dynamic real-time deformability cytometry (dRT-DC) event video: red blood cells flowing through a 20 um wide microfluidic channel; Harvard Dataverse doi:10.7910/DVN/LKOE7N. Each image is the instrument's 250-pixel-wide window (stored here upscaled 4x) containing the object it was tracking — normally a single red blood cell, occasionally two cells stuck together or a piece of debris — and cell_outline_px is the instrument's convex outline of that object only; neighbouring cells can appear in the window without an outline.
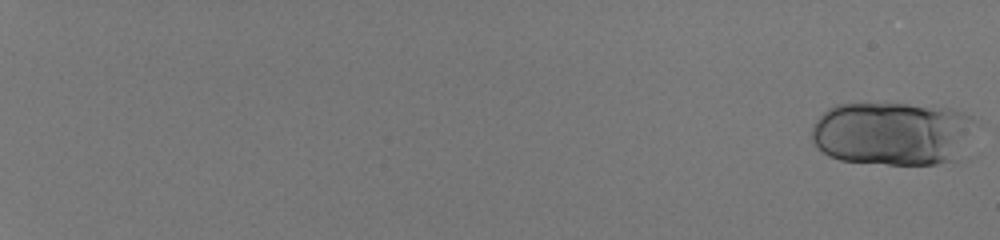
{"species": "human", "species_latin": "Homo sapiens", "temperature_condition": "room temperature", "stored_images_in_passage": 32, "camera_frame_rate_fps": 3000, "um_per_image_px": 0.085, "donor": {"sex": "male"}, "frame": {"image": 1, "passage_image": 1, "time_ms": 0.0, "image_size_px": [1000, 240], "cell_outline_px": [[980, 124], [960, 160], [936, 164], [888, 164], [840, 160], [828, 156], [816, 148], [812, 140], [812, 124], [828, 108], [836, 104], [908, 104], [952, 108], [964, 112], [972, 116]], "centroid_in_image_um": [75.97, 11.35], "position_along_channel_um": 9.0, "area_um2": 62.31}}
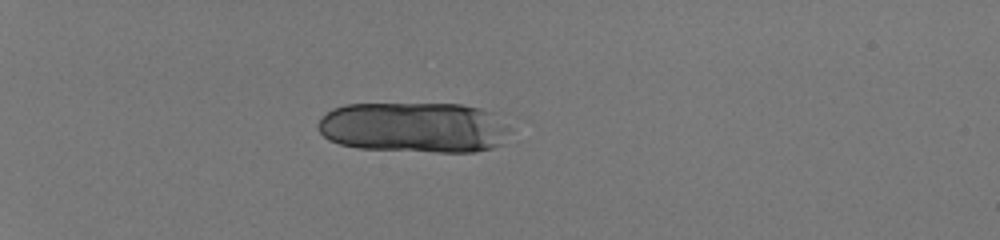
{"frame": {"image": 2, "passage_image": 20, "time_ms": 6.333, "image_size_px": [1000, 240], "cell_outline_px": [[512, 128], [504, 144], [492, 148], [476, 152], [436, 152], [360, 148], [340, 144], [328, 140], [320, 132], [316, 124], [332, 108], [344, 104], [460, 104], [480, 108], [492, 112]], "centroid_in_image_um": [35.25, 10.83], "position_along_channel_um": 49.8, "area_um2": 57.16}}
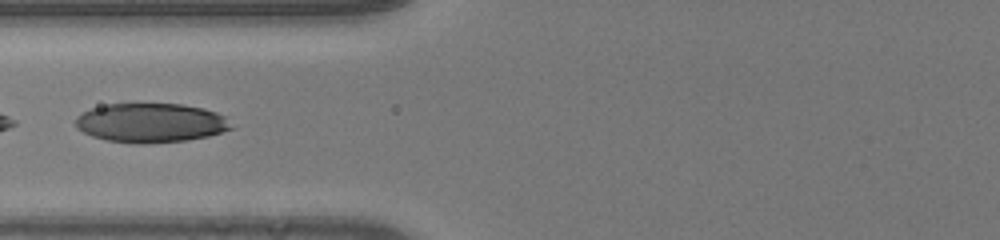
{"frame": {"image": 3, "passage_image": 30, "time_ms": 9.667, "image_size_px": [1000, 240], "cell_outline_px": [[232, 128], [208, 136], [188, 140], [144, 144], [136, 144], [108, 140], [92, 136], [76, 128], [76, 116], [92, 108], [108, 104], [180, 104], [204, 108], [216, 112], [224, 116]], "centroid_in_image_um": [12.8, 10.44], "position_along_channel_um": 113.0, "area_um2": 35.37}}